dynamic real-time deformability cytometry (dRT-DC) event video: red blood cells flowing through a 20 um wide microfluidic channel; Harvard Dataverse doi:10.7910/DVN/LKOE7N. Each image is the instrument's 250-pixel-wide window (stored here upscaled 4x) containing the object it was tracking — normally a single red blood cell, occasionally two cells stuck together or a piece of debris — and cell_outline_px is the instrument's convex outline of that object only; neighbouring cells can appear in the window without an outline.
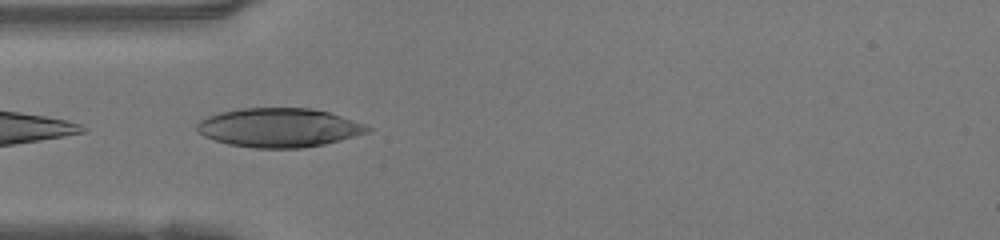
{"species": "human", "species_latin": "Homo sapiens", "temperature_condition": "warm", "stored_images_in_passage": 14, "camera_frame_rate_fps": 3000, "um_per_image_px": 0.085, "donor": {"sex": "female"}, "frame": {"image": 1, "passage_image": 1, "time_ms": 0.0, "image_size_px": [1000, 240], "cell_outline_px": [[372, 128], [368, 132], [340, 140], [324, 144], [300, 148], [256, 148], [228, 144], [204, 136], [196, 132], [196, 124], [200, 120], [208, 116], [220, 112], [240, 108], [312, 108], [328, 112], [364, 124]], "centroid_in_image_um": [23.67, 10.85], "position_along_channel_um": 61.3, "area_um2": 38.61}}
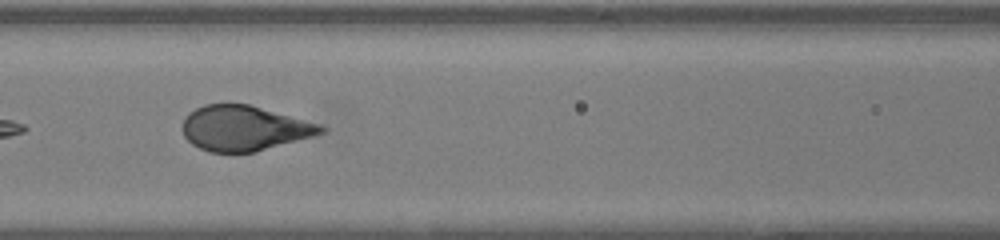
{"frame": {"image": 2, "passage_image": 7, "time_ms": 2.0, "image_size_px": [1000, 240], "cell_outline_px": [[328, 128], [324, 132], [312, 136], [256, 152], [208, 152], [192, 144], [184, 136], [180, 128], [188, 112], [204, 104], [248, 104], [320, 124]], "centroid_in_image_um": [20.72, 10.9], "position_along_channel_um": 145.9, "area_um2": 36.3}}
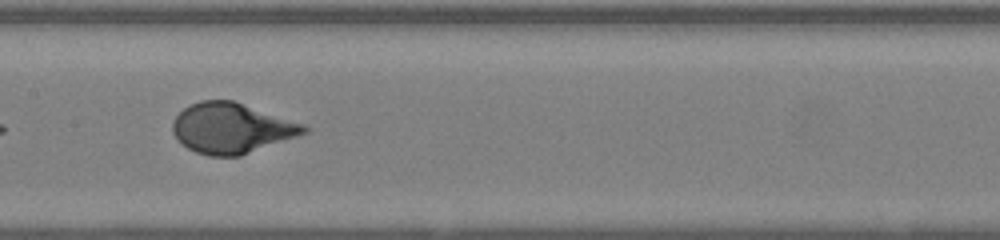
{"frame": {"image": 3, "passage_image": 10, "time_ms": 3.0, "image_size_px": [1000, 240], "cell_outline_px": [[308, 132], [240, 156], [208, 156], [196, 152], [188, 148], [176, 140], [172, 132], [172, 120], [184, 108], [200, 100], [232, 100], [304, 124], [308, 128]], "centroid_in_image_um": [19.64, 10.9], "position_along_channel_um": 187.8, "area_um2": 38.32}}